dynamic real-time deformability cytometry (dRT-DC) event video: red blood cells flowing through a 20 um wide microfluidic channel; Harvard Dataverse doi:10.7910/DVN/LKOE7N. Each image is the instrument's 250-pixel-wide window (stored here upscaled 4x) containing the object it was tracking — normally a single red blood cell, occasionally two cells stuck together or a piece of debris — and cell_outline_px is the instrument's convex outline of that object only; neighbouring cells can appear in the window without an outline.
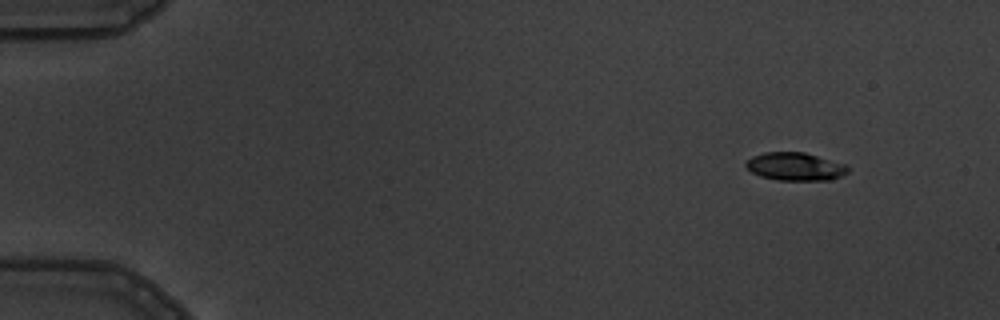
{"species": "common noctule bat (a hibernating species)", "species_latin": "Nyctalus noctula", "temperature_condition": "warm", "stored_images_in_passage": 4, "camera_frame_rate_fps": 3000, "um_per_image_px": 0.085, "animal": {"sex": "male", "body_mass_g": 19.5, "forearm_length_mm": 54.6}, "frame": {"image": 1, "passage_image": 1, "time_ms": 0.0, "image_size_px": [1000, 320], "cell_outline_px": [[848, 172], [832, 180], [776, 180], [760, 176], [752, 172], [744, 164], [752, 156], [764, 152], [804, 152], [848, 164]], "centroid_in_image_um": [67.62, 14.15], "position_along_channel_um": 17.4, "area_um2": 16.76}}
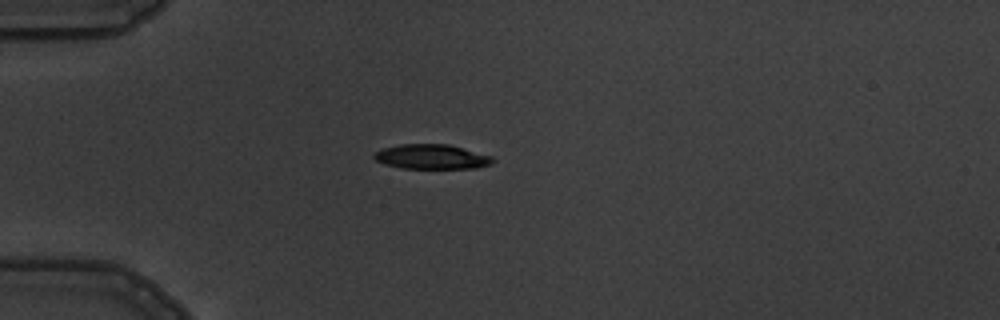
{"frame": {"image": 2, "passage_image": 4, "time_ms": 3.333, "image_size_px": [1000, 320], "cell_outline_px": [[496, 160], [492, 164], [476, 168], [400, 168], [384, 164], [376, 160], [372, 156], [376, 152], [384, 148], [400, 144], [448, 144], [492, 156]], "centroid_in_image_um": [36.71, 13.33], "position_along_channel_um": 48.3, "area_um2": 17.05}}